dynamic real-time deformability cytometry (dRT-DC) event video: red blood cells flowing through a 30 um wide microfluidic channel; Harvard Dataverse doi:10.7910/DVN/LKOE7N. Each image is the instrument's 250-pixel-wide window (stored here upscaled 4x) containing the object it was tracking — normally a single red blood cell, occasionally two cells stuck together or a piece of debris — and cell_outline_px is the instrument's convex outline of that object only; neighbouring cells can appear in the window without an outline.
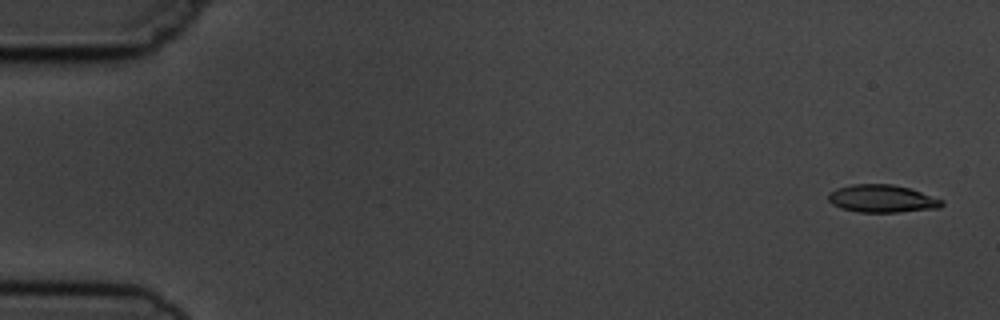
{"species": "common noctule bat (a hibernating species)", "species_latin": "Nyctalus noctula", "temperature_condition": "cold", "stored_images_in_passage": 6, "camera_frame_rate_fps": 3000, "um_per_image_px": 0.085, "animal": {"sex": "male", "body_mass_g": 19.5, "forearm_length_mm": 54.6}, "frame": {"image": 1, "passage_image": 1, "time_ms": 0.0, "image_size_px": [1000, 320], "cell_outline_px": [[944, 204], [940, 208], [900, 212], [860, 212], [840, 208], [832, 204], [828, 200], [828, 192], [836, 188], [852, 184], [892, 184], [908, 188], [944, 200]], "centroid_in_image_um": [74.96, 16.89], "position_along_channel_um": 10.0, "area_um2": 18.38}}